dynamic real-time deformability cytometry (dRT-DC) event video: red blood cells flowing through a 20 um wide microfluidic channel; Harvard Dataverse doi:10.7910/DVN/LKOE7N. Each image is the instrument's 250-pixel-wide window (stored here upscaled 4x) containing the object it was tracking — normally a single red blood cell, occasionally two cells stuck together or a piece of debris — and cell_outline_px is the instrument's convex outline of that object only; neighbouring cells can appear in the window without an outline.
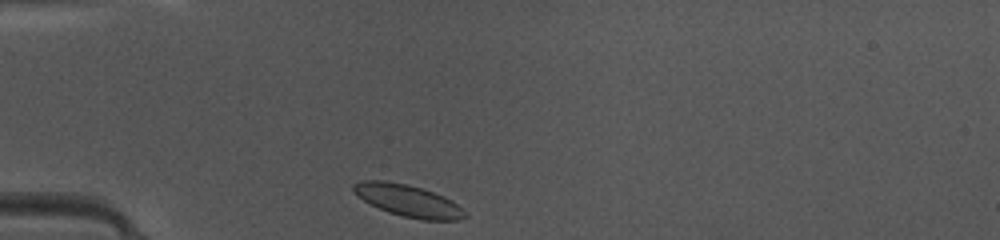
{"species": "common noctule bat (a hibernating species)", "species_latin": "Nyctalus noctula", "temperature_condition": "warm", "stored_images_in_passage": 36, "camera_frame_rate_fps": 3000, "um_per_image_px": 0.085, "animal": {"sex": "female", "body_mass_g": 10.0, "forearm_length_mm": 53.1}, "frame": {"image": 1, "passage_image": 1, "time_ms": 0.0, "image_size_px": [1000, 240], "cell_outline_px": [[468, 216], [460, 220], [420, 220], [388, 212], [356, 196], [352, 188], [352, 184], [360, 180], [384, 180], [408, 184], [444, 196], [452, 200]], "centroid_in_image_um": [34.66, 17.04], "position_along_channel_um": 50.3, "area_um2": 20.63}}
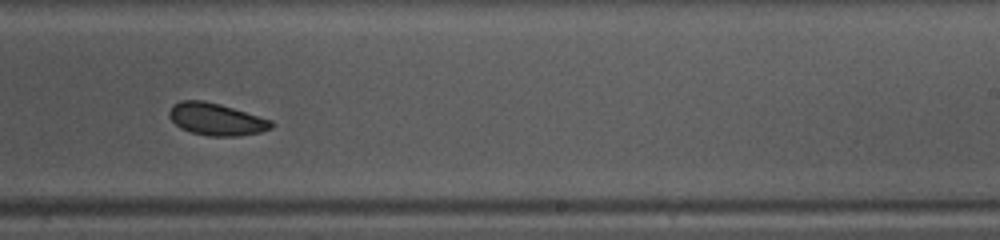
{"frame": {"image": 2, "passage_image": 18, "time_ms": 5.667, "image_size_px": [1000, 240], "cell_outline_px": [[276, 124], [272, 128], [260, 132], [240, 136], [208, 136], [192, 132], [180, 128], [168, 116], [168, 112], [172, 104], [180, 100], [204, 100], [220, 104], [272, 120]], "centroid_in_image_um": [18.38, 10.13], "position_along_channel_um": 270.6, "area_um2": 19.31}}
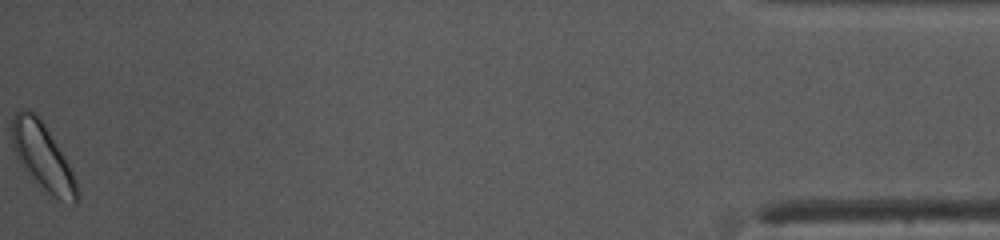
{"frame": {"image": 3, "passage_image": 36, "time_ms": 11.667, "image_size_px": [1000, 240], "cell_outline_px": [[80, 196], [76, 204], [72, 204], [60, 200], [52, 196], [36, 180], [16, 156], [12, 148], [12, 116], [20, 108], [28, 108], [40, 116], [64, 156], [72, 172]], "centroid_in_image_um": [3.63, 13.26], "position_along_channel_um": 431.6, "area_um2": 24.91}}